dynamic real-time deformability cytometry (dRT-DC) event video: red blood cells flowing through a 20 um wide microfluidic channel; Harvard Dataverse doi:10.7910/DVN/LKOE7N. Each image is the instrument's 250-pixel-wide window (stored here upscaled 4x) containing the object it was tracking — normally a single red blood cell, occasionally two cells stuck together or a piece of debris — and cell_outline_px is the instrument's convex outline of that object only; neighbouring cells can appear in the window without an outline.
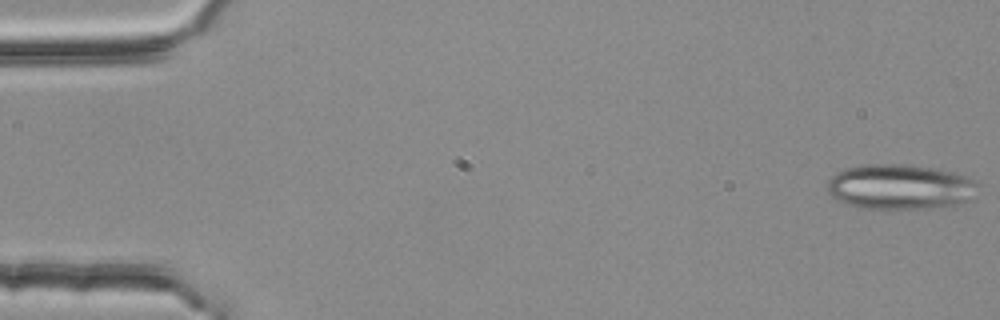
{"species": "common noctule bat (a hibernating species)", "species_latin": "Nyctalus noctula", "temperature_condition": "room temperature", "stored_images_in_passage": 4, "camera_frame_rate_fps": 3000, "um_per_image_px": 0.085, "animal": {"sex": "female", "body_mass_g": 25.1}, "frame": {"image": 1, "passage_image": 1, "time_ms": 0.0, "image_size_px": [1000, 320], "cell_outline_px": [[980, 184], [972, 200], [960, 204], [940, 208], [864, 208], [836, 200], [828, 192], [828, 180], [836, 172], [844, 168], [864, 164], [908, 164], [936, 168], [956, 172], [968, 176], [976, 180]], "centroid_in_image_um": [76.59, 15.87], "position_along_channel_um": 8.4, "area_um2": 40.29}}